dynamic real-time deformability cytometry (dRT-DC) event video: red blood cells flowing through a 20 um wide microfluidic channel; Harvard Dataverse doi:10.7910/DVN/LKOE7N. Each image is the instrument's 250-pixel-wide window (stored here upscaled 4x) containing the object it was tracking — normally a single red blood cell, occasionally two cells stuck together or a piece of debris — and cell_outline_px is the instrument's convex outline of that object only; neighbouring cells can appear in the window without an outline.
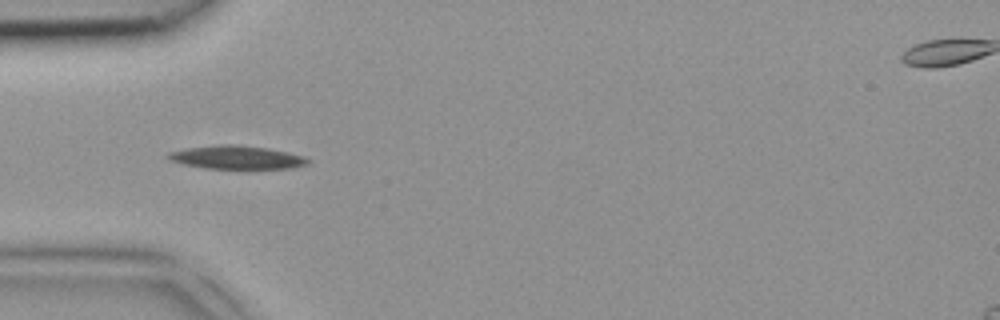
{"species": "common noctule bat (a hibernating species)", "species_latin": "Nyctalus noctula", "temperature_condition": "room temperature", "stored_images_in_passage": 4, "camera_frame_rate_fps": 3000, "um_per_image_px": 0.085, "animal": {"sex": "female", "body_mass_g": 18.4}, "frame": {"image": 1, "passage_image": 3, "time_ms": 0.667, "image_size_px": [1000, 320], "cell_outline_px": [[312, 160], [308, 164], [292, 168], [204, 168], [184, 164], [168, 160], [164, 156], [168, 152], [188, 148], [220, 144], [236, 144], [268, 148], [288, 152], [304, 156]], "centroid_in_image_um": [20.11, 13.37], "position_along_channel_um": 64.9, "area_um2": 19.07}}